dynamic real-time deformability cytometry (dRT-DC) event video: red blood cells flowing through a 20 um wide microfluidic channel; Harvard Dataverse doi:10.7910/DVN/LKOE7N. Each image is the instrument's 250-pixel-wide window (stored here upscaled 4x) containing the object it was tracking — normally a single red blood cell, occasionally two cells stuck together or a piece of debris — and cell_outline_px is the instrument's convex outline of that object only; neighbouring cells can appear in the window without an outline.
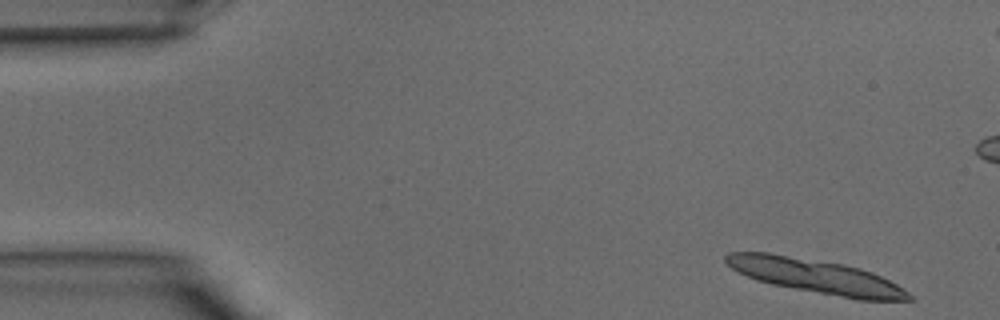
{"species": "common noctule bat (a hibernating species)", "species_latin": "Nyctalus noctula", "temperature_condition": "warm", "stored_images_in_passage": 20, "camera_frame_rate_fps": 3000, "um_per_image_px": 0.085, "animal": {"sex": "male", "body_mass_g": 15.6}, "frame": {"image": 1, "passage_image": 1, "time_ms": 0.0, "image_size_px": [1000, 320], "cell_outline_px": [[916, 300], [856, 300], [772, 284], [756, 280], [732, 268], [724, 260], [724, 256], [728, 252], [768, 252], [844, 264], [860, 268], [872, 272], [896, 284], [908, 292]], "centroid_in_image_um": [69.36, 23.48], "position_along_channel_um": 15.6, "area_um2": 36.36}}